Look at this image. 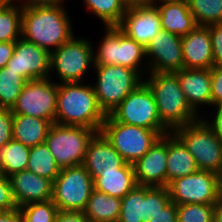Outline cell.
<instances>
[{"label": "cell", "instance_id": "obj_1", "mask_svg": "<svg viewBox=\"0 0 222 222\" xmlns=\"http://www.w3.org/2000/svg\"><path fill=\"white\" fill-rule=\"evenodd\" d=\"M67 2H28L22 5L21 37L50 53L76 33Z\"/></svg>", "mask_w": 222, "mask_h": 222}, {"label": "cell", "instance_id": "obj_2", "mask_svg": "<svg viewBox=\"0 0 222 222\" xmlns=\"http://www.w3.org/2000/svg\"><path fill=\"white\" fill-rule=\"evenodd\" d=\"M105 118V113L98 105L91 80L85 83L58 84L55 123L83 126L100 132Z\"/></svg>", "mask_w": 222, "mask_h": 222}, {"label": "cell", "instance_id": "obj_3", "mask_svg": "<svg viewBox=\"0 0 222 222\" xmlns=\"http://www.w3.org/2000/svg\"><path fill=\"white\" fill-rule=\"evenodd\" d=\"M144 83L154 96L161 123L170 132L201 119L190 107L175 73L148 72Z\"/></svg>", "mask_w": 222, "mask_h": 222}, {"label": "cell", "instance_id": "obj_4", "mask_svg": "<svg viewBox=\"0 0 222 222\" xmlns=\"http://www.w3.org/2000/svg\"><path fill=\"white\" fill-rule=\"evenodd\" d=\"M93 45L91 38L74 35L69 41L51 52L49 78L61 84L85 82L89 77H93L88 75L95 66Z\"/></svg>", "mask_w": 222, "mask_h": 222}, {"label": "cell", "instance_id": "obj_5", "mask_svg": "<svg viewBox=\"0 0 222 222\" xmlns=\"http://www.w3.org/2000/svg\"><path fill=\"white\" fill-rule=\"evenodd\" d=\"M102 28L99 45H93L95 65H120L137 70L145 77L148 73L145 48L117 26Z\"/></svg>", "mask_w": 222, "mask_h": 222}, {"label": "cell", "instance_id": "obj_6", "mask_svg": "<svg viewBox=\"0 0 222 222\" xmlns=\"http://www.w3.org/2000/svg\"><path fill=\"white\" fill-rule=\"evenodd\" d=\"M91 82L99 107L109 115L132 91L143 82L137 71L120 65H95Z\"/></svg>", "mask_w": 222, "mask_h": 222}, {"label": "cell", "instance_id": "obj_7", "mask_svg": "<svg viewBox=\"0 0 222 222\" xmlns=\"http://www.w3.org/2000/svg\"><path fill=\"white\" fill-rule=\"evenodd\" d=\"M169 130H151L115 121L106 115L100 133L112 144L126 163L134 164Z\"/></svg>", "mask_w": 222, "mask_h": 222}, {"label": "cell", "instance_id": "obj_8", "mask_svg": "<svg viewBox=\"0 0 222 222\" xmlns=\"http://www.w3.org/2000/svg\"><path fill=\"white\" fill-rule=\"evenodd\" d=\"M97 130L72 125L52 123L45 143L59 167L83 165L89 142Z\"/></svg>", "mask_w": 222, "mask_h": 222}, {"label": "cell", "instance_id": "obj_9", "mask_svg": "<svg viewBox=\"0 0 222 222\" xmlns=\"http://www.w3.org/2000/svg\"><path fill=\"white\" fill-rule=\"evenodd\" d=\"M173 133L195 158L199 170L221 173L222 141L202 119L179 127Z\"/></svg>", "mask_w": 222, "mask_h": 222}, {"label": "cell", "instance_id": "obj_10", "mask_svg": "<svg viewBox=\"0 0 222 222\" xmlns=\"http://www.w3.org/2000/svg\"><path fill=\"white\" fill-rule=\"evenodd\" d=\"M94 189L83 165L62 168L53 182L52 201L62 211H84Z\"/></svg>", "mask_w": 222, "mask_h": 222}, {"label": "cell", "instance_id": "obj_11", "mask_svg": "<svg viewBox=\"0 0 222 222\" xmlns=\"http://www.w3.org/2000/svg\"><path fill=\"white\" fill-rule=\"evenodd\" d=\"M115 121L151 130H168L160 121L158 108L149 87L143 82L110 114Z\"/></svg>", "mask_w": 222, "mask_h": 222}, {"label": "cell", "instance_id": "obj_12", "mask_svg": "<svg viewBox=\"0 0 222 222\" xmlns=\"http://www.w3.org/2000/svg\"><path fill=\"white\" fill-rule=\"evenodd\" d=\"M58 84L49 77L26 81L12 114L39 117L55 123Z\"/></svg>", "mask_w": 222, "mask_h": 222}, {"label": "cell", "instance_id": "obj_13", "mask_svg": "<svg viewBox=\"0 0 222 222\" xmlns=\"http://www.w3.org/2000/svg\"><path fill=\"white\" fill-rule=\"evenodd\" d=\"M167 189L177 205L215 204L220 199L219 175L204 170L171 181Z\"/></svg>", "mask_w": 222, "mask_h": 222}, {"label": "cell", "instance_id": "obj_14", "mask_svg": "<svg viewBox=\"0 0 222 222\" xmlns=\"http://www.w3.org/2000/svg\"><path fill=\"white\" fill-rule=\"evenodd\" d=\"M182 37L161 30L145 48L148 72L174 73L184 68Z\"/></svg>", "mask_w": 222, "mask_h": 222}, {"label": "cell", "instance_id": "obj_15", "mask_svg": "<svg viewBox=\"0 0 222 222\" xmlns=\"http://www.w3.org/2000/svg\"><path fill=\"white\" fill-rule=\"evenodd\" d=\"M117 27L146 48L153 37L162 30L160 12L153 2L128 5Z\"/></svg>", "mask_w": 222, "mask_h": 222}, {"label": "cell", "instance_id": "obj_16", "mask_svg": "<svg viewBox=\"0 0 222 222\" xmlns=\"http://www.w3.org/2000/svg\"><path fill=\"white\" fill-rule=\"evenodd\" d=\"M50 60L51 53L48 50L20 37L6 66L30 81L49 77Z\"/></svg>", "mask_w": 222, "mask_h": 222}, {"label": "cell", "instance_id": "obj_17", "mask_svg": "<svg viewBox=\"0 0 222 222\" xmlns=\"http://www.w3.org/2000/svg\"><path fill=\"white\" fill-rule=\"evenodd\" d=\"M133 168L137 185L167 187V134L162 135Z\"/></svg>", "mask_w": 222, "mask_h": 222}, {"label": "cell", "instance_id": "obj_18", "mask_svg": "<svg viewBox=\"0 0 222 222\" xmlns=\"http://www.w3.org/2000/svg\"><path fill=\"white\" fill-rule=\"evenodd\" d=\"M174 73L179 79L181 90L184 92L190 107L202 117L205 113L204 110L211 108V68H183Z\"/></svg>", "mask_w": 222, "mask_h": 222}, {"label": "cell", "instance_id": "obj_19", "mask_svg": "<svg viewBox=\"0 0 222 222\" xmlns=\"http://www.w3.org/2000/svg\"><path fill=\"white\" fill-rule=\"evenodd\" d=\"M12 195L18 208L32 202L52 200L53 182L29 170L9 176Z\"/></svg>", "mask_w": 222, "mask_h": 222}, {"label": "cell", "instance_id": "obj_20", "mask_svg": "<svg viewBox=\"0 0 222 222\" xmlns=\"http://www.w3.org/2000/svg\"><path fill=\"white\" fill-rule=\"evenodd\" d=\"M181 46L185 69H210L213 66L210 26L197 25L182 37Z\"/></svg>", "mask_w": 222, "mask_h": 222}, {"label": "cell", "instance_id": "obj_21", "mask_svg": "<svg viewBox=\"0 0 222 222\" xmlns=\"http://www.w3.org/2000/svg\"><path fill=\"white\" fill-rule=\"evenodd\" d=\"M125 163L112 144L98 132L88 144L83 166L94 181L103 170L120 169Z\"/></svg>", "mask_w": 222, "mask_h": 222}, {"label": "cell", "instance_id": "obj_22", "mask_svg": "<svg viewBox=\"0 0 222 222\" xmlns=\"http://www.w3.org/2000/svg\"><path fill=\"white\" fill-rule=\"evenodd\" d=\"M158 8L161 28L177 36H186L197 23L189 10L188 2L152 1Z\"/></svg>", "mask_w": 222, "mask_h": 222}, {"label": "cell", "instance_id": "obj_23", "mask_svg": "<svg viewBox=\"0 0 222 222\" xmlns=\"http://www.w3.org/2000/svg\"><path fill=\"white\" fill-rule=\"evenodd\" d=\"M195 158L184 143L173 133H167V186L180 177L198 171Z\"/></svg>", "mask_w": 222, "mask_h": 222}, {"label": "cell", "instance_id": "obj_24", "mask_svg": "<svg viewBox=\"0 0 222 222\" xmlns=\"http://www.w3.org/2000/svg\"><path fill=\"white\" fill-rule=\"evenodd\" d=\"M93 185L97 191L122 199L137 185L133 164L125 163L120 169L103 170Z\"/></svg>", "mask_w": 222, "mask_h": 222}, {"label": "cell", "instance_id": "obj_25", "mask_svg": "<svg viewBox=\"0 0 222 222\" xmlns=\"http://www.w3.org/2000/svg\"><path fill=\"white\" fill-rule=\"evenodd\" d=\"M52 123L39 117L13 114V139L33 147L45 142Z\"/></svg>", "mask_w": 222, "mask_h": 222}, {"label": "cell", "instance_id": "obj_26", "mask_svg": "<svg viewBox=\"0 0 222 222\" xmlns=\"http://www.w3.org/2000/svg\"><path fill=\"white\" fill-rule=\"evenodd\" d=\"M121 199L93 189L84 210L89 222H118Z\"/></svg>", "mask_w": 222, "mask_h": 222}, {"label": "cell", "instance_id": "obj_27", "mask_svg": "<svg viewBox=\"0 0 222 222\" xmlns=\"http://www.w3.org/2000/svg\"><path fill=\"white\" fill-rule=\"evenodd\" d=\"M81 2L82 6L100 20L104 27L118 26L128 7L125 0H81Z\"/></svg>", "mask_w": 222, "mask_h": 222}, {"label": "cell", "instance_id": "obj_28", "mask_svg": "<svg viewBox=\"0 0 222 222\" xmlns=\"http://www.w3.org/2000/svg\"><path fill=\"white\" fill-rule=\"evenodd\" d=\"M30 147L12 139L0 147V173L6 177L26 170Z\"/></svg>", "mask_w": 222, "mask_h": 222}, {"label": "cell", "instance_id": "obj_29", "mask_svg": "<svg viewBox=\"0 0 222 222\" xmlns=\"http://www.w3.org/2000/svg\"><path fill=\"white\" fill-rule=\"evenodd\" d=\"M26 170L54 182L61 168L45 142L30 147Z\"/></svg>", "mask_w": 222, "mask_h": 222}, {"label": "cell", "instance_id": "obj_30", "mask_svg": "<svg viewBox=\"0 0 222 222\" xmlns=\"http://www.w3.org/2000/svg\"><path fill=\"white\" fill-rule=\"evenodd\" d=\"M146 186L136 185L121 199V213L118 222H145Z\"/></svg>", "mask_w": 222, "mask_h": 222}, {"label": "cell", "instance_id": "obj_31", "mask_svg": "<svg viewBox=\"0 0 222 222\" xmlns=\"http://www.w3.org/2000/svg\"><path fill=\"white\" fill-rule=\"evenodd\" d=\"M22 6L0 5V42L17 41L21 37Z\"/></svg>", "mask_w": 222, "mask_h": 222}, {"label": "cell", "instance_id": "obj_32", "mask_svg": "<svg viewBox=\"0 0 222 222\" xmlns=\"http://www.w3.org/2000/svg\"><path fill=\"white\" fill-rule=\"evenodd\" d=\"M26 80L9 69L7 66L0 69V108L12 107L17 102Z\"/></svg>", "mask_w": 222, "mask_h": 222}, {"label": "cell", "instance_id": "obj_33", "mask_svg": "<svg viewBox=\"0 0 222 222\" xmlns=\"http://www.w3.org/2000/svg\"><path fill=\"white\" fill-rule=\"evenodd\" d=\"M188 5L197 25L222 23V0H189Z\"/></svg>", "mask_w": 222, "mask_h": 222}, {"label": "cell", "instance_id": "obj_34", "mask_svg": "<svg viewBox=\"0 0 222 222\" xmlns=\"http://www.w3.org/2000/svg\"><path fill=\"white\" fill-rule=\"evenodd\" d=\"M23 222H55L58 208L52 200L32 202L19 208Z\"/></svg>", "mask_w": 222, "mask_h": 222}, {"label": "cell", "instance_id": "obj_35", "mask_svg": "<svg viewBox=\"0 0 222 222\" xmlns=\"http://www.w3.org/2000/svg\"><path fill=\"white\" fill-rule=\"evenodd\" d=\"M178 222H213L214 204L177 205Z\"/></svg>", "mask_w": 222, "mask_h": 222}, {"label": "cell", "instance_id": "obj_36", "mask_svg": "<svg viewBox=\"0 0 222 222\" xmlns=\"http://www.w3.org/2000/svg\"><path fill=\"white\" fill-rule=\"evenodd\" d=\"M167 187L146 186V219L150 222L170 202Z\"/></svg>", "mask_w": 222, "mask_h": 222}, {"label": "cell", "instance_id": "obj_37", "mask_svg": "<svg viewBox=\"0 0 222 222\" xmlns=\"http://www.w3.org/2000/svg\"><path fill=\"white\" fill-rule=\"evenodd\" d=\"M18 209L12 195V188L9 177L0 173V212Z\"/></svg>", "mask_w": 222, "mask_h": 222}, {"label": "cell", "instance_id": "obj_38", "mask_svg": "<svg viewBox=\"0 0 222 222\" xmlns=\"http://www.w3.org/2000/svg\"><path fill=\"white\" fill-rule=\"evenodd\" d=\"M222 106V66L211 67V108Z\"/></svg>", "mask_w": 222, "mask_h": 222}, {"label": "cell", "instance_id": "obj_39", "mask_svg": "<svg viewBox=\"0 0 222 222\" xmlns=\"http://www.w3.org/2000/svg\"><path fill=\"white\" fill-rule=\"evenodd\" d=\"M13 114L9 108H0V147L13 139Z\"/></svg>", "mask_w": 222, "mask_h": 222}, {"label": "cell", "instance_id": "obj_40", "mask_svg": "<svg viewBox=\"0 0 222 222\" xmlns=\"http://www.w3.org/2000/svg\"><path fill=\"white\" fill-rule=\"evenodd\" d=\"M208 111L209 112L205 110V113L202 115L201 119L213 131V133L222 141V106L210 108Z\"/></svg>", "mask_w": 222, "mask_h": 222}, {"label": "cell", "instance_id": "obj_41", "mask_svg": "<svg viewBox=\"0 0 222 222\" xmlns=\"http://www.w3.org/2000/svg\"><path fill=\"white\" fill-rule=\"evenodd\" d=\"M213 66H222V23L210 25Z\"/></svg>", "mask_w": 222, "mask_h": 222}, {"label": "cell", "instance_id": "obj_42", "mask_svg": "<svg viewBox=\"0 0 222 222\" xmlns=\"http://www.w3.org/2000/svg\"><path fill=\"white\" fill-rule=\"evenodd\" d=\"M150 222H178L177 204L170 201Z\"/></svg>", "mask_w": 222, "mask_h": 222}, {"label": "cell", "instance_id": "obj_43", "mask_svg": "<svg viewBox=\"0 0 222 222\" xmlns=\"http://www.w3.org/2000/svg\"><path fill=\"white\" fill-rule=\"evenodd\" d=\"M55 222H89L84 211H62L58 210Z\"/></svg>", "mask_w": 222, "mask_h": 222}, {"label": "cell", "instance_id": "obj_44", "mask_svg": "<svg viewBox=\"0 0 222 222\" xmlns=\"http://www.w3.org/2000/svg\"><path fill=\"white\" fill-rule=\"evenodd\" d=\"M16 41L0 42V69L12 58Z\"/></svg>", "mask_w": 222, "mask_h": 222}, {"label": "cell", "instance_id": "obj_45", "mask_svg": "<svg viewBox=\"0 0 222 222\" xmlns=\"http://www.w3.org/2000/svg\"><path fill=\"white\" fill-rule=\"evenodd\" d=\"M0 222H23L19 208L6 212H0Z\"/></svg>", "mask_w": 222, "mask_h": 222}, {"label": "cell", "instance_id": "obj_46", "mask_svg": "<svg viewBox=\"0 0 222 222\" xmlns=\"http://www.w3.org/2000/svg\"><path fill=\"white\" fill-rule=\"evenodd\" d=\"M213 222H222V197L214 204Z\"/></svg>", "mask_w": 222, "mask_h": 222}, {"label": "cell", "instance_id": "obj_47", "mask_svg": "<svg viewBox=\"0 0 222 222\" xmlns=\"http://www.w3.org/2000/svg\"><path fill=\"white\" fill-rule=\"evenodd\" d=\"M29 0H0L1 4H17V5H25Z\"/></svg>", "mask_w": 222, "mask_h": 222}, {"label": "cell", "instance_id": "obj_48", "mask_svg": "<svg viewBox=\"0 0 222 222\" xmlns=\"http://www.w3.org/2000/svg\"><path fill=\"white\" fill-rule=\"evenodd\" d=\"M125 1L128 5L152 2V0H125Z\"/></svg>", "mask_w": 222, "mask_h": 222}, {"label": "cell", "instance_id": "obj_49", "mask_svg": "<svg viewBox=\"0 0 222 222\" xmlns=\"http://www.w3.org/2000/svg\"><path fill=\"white\" fill-rule=\"evenodd\" d=\"M67 0H29V2H66Z\"/></svg>", "mask_w": 222, "mask_h": 222}, {"label": "cell", "instance_id": "obj_50", "mask_svg": "<svg viewBox=\"0 0 222 222\" xmlns=\"http://www.w3.org/2000/svg\"><path fill=\"white\" fill-rule=\"evenodd\" d=\"M219 195L222 197V171L219 174Z\"/></svg>", "mask_w": 222, "mask_h": 222}, {"label": "cell", "instance_id": "obj_51", "mask_svg": "<svg viewBox=\"0 0 222 222\" xmlns=\"http://www.w3.org/2000/svg\"><path fill=\"white\" fill-rule=\"evenodd\" d=\"M152 1H177V2H188L189 0H152Z\"/></svg>", "mask_w": 222, "mask_h": 222}]
</instances>
